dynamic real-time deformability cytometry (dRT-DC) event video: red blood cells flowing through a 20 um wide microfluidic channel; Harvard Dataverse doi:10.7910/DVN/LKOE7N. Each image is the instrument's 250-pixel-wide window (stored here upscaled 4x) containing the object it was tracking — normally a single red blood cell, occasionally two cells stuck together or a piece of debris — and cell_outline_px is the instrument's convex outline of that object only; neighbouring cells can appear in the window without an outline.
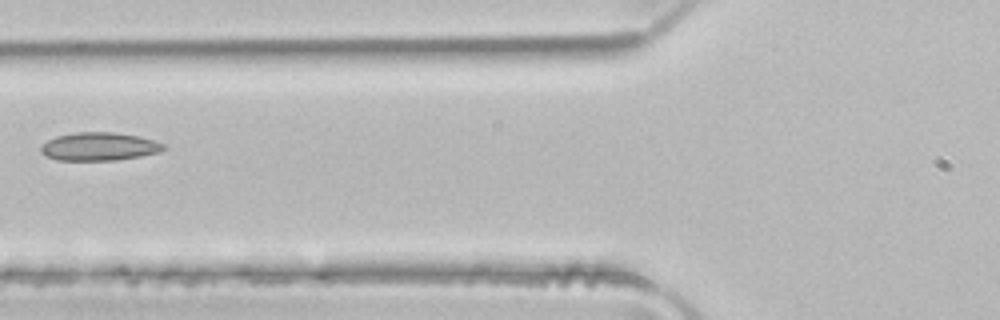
{"species": "common noctule bat (a hibernating species)", "species_latin": "Nyctalus noctula", "temperature_condition": "room temperature", "stored_images_in_passage": 5, "camera_frame_rate_fps": 3000, "um_per_image_px": 0.085, "animal": {"sex": "male", "body_mass_g": 21.5, "forearm_length_mm": 52.0}, "frame": {"image": 1, "passage_image": 5, "time_ms": 1.333, "image_size_px": [1000, 320], "cell_outline_px": [[168, 148], [160, 152], [140, 156], [116, 160], [56, 160], [40, 152], [40, 148], [48, 140], [56, 136], [76, 132], [112, 132], [140, 136], [164, 144]], "centroid_in_image_um": [8.45, 12.45], "position_along_channel_um": 117.3, "area_um2": 20.11}}